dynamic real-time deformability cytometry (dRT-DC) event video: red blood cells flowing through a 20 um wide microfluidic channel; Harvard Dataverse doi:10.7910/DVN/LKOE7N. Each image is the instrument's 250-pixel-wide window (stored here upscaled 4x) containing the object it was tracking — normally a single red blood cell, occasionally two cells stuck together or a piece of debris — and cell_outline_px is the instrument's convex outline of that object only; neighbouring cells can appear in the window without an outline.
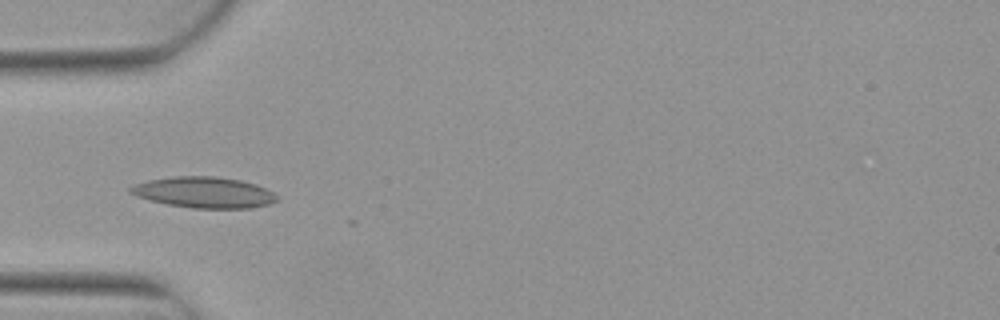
{"species": "Egyptian fruit bat (a non-hibernating species)", "species_latin": "Rousettus aegyptiacus", "temperature_condition": "warm", "stored_images_in_passage": 8, "camera_frame_rate_fps": 3000, "um_per_image_px": 0.085, "animal": {"sex": "female"}, "frame": {"image": 1, "passage_image": 6, "time_ms": 1.667, "image_size_px": [1000, 320], "cell_outline_px": [[280, 200], [268, 204], [252, 208], [192, 208], [168, 204], [148, 200], [136, 196], [128, 192], [128, 188], [136, 184], [148, 180], [172, 176], [216, 176], [240, 180], [256, 184], [272, 192]], "centroid_in_image_um": [17.32, 16.35], "position_along_channel_um": 67.7, "area_um2": 26.47}}
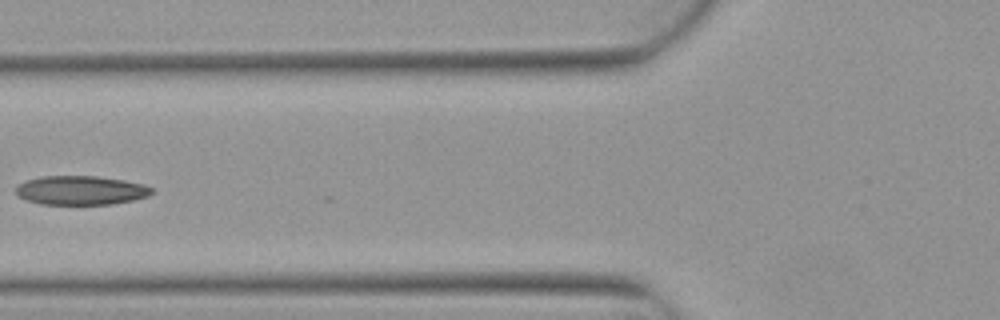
{"frame": {"image": 2, "passage_image": 7, "time_ms": 2.0, "image_size_px": [1000, 320], "cell_outline_px": [[152, 192], [148, 196], [132, 200], [112, 204], [40, 204], [16, 196], [16, 184], [24, 180], [40, 176], [96, 176], [124, 180], [144, 184], [152, 188]], "centroid_in_image_um": [6.82, 16.17], "position_along_channel_um": 119.0, "area_um2": 23.12}}
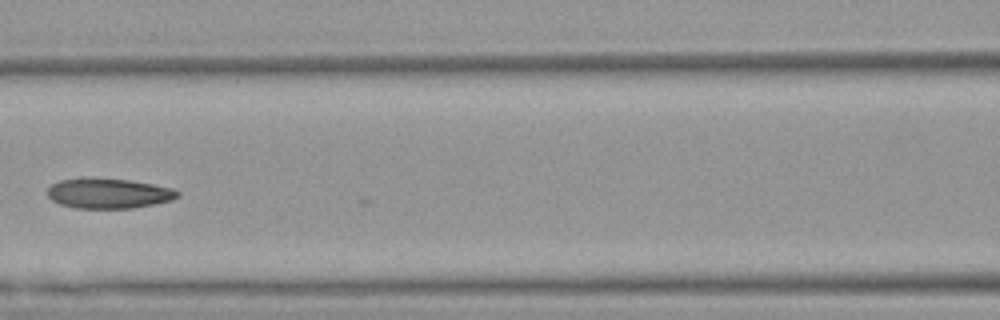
{"frame": {"image": 3, "passage_image": 8, "time_ms": 2.333, "image_size_px": [1000, 320], "cell_outline_px": [[180, 196], [172, 200], [132, 208], [76, 208], [60, 204], [52, 200], [48, 196], [48, 188], [52, 184], [60, 180], [128, 180], [152, 184], [172, 188], [180, 192]], "centroid_in_image_um": [9.27, 16.47], "position_along_channel_um": 157.3, "area_um2": 22.02}}